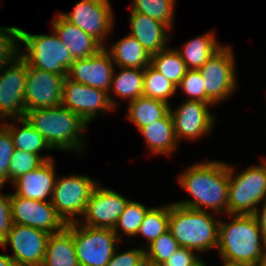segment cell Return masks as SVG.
<instances>
[{
	"label": "cell",
	"instance_id": "obj_2",
	"mask_svg": "<svg viewBox=\"0 0 266 266\" xmlns=\"http://www.w3.org/2000/svg\"><path fill=\"white\" fill-rule=\"evenodd\" d=\"M24 118L45 138L53 151L58 149L67 152L75 149L78 153L86 147L83 136L87 124L62 105L25 111Z\"/></svg>",
	"mask_w": 266,
	"mask_h": 266
},
{
	"label": "cell",
	"instance_id": "obj_28",
	"mask_svg": "<svg viewBox=\"0 0 266 266\" xmlns=\"http://www.w3.org/2000/svg\"><path fill=\"white\" fill-rule=\"evenodd\" d=\"M12 121L22 124V128L20 129L14 123L10 124L9 121L2 124L9 130L15 149L24 150L39 156H41L39 152L42 150H53L45 138L25 118L13 119Z\"/></svg>",
	"mask_w": 266,
	"mask_h": 266
},
{
	"label": "cell",
	"instance_id": "obj_13",
	"mask_svg": "<svg viewBox=\"0 0 266 266\" xmlns=\"http://www.w3.org/2000/svg\"><path fill=\"white\" fill-rule=\"evenodd\" d=\"M49 236L43 230L13 223L1 247L10 244L16 266H42Z\"/></svg>",
	"mask_w": 266,
	"mask_h": 266
},
{
	"label": "cell",
	"instance_id": "obj_35",
	"mask_svg": "<svg viewBox=\"0 0 266 266\" xmlns=\"http://www.w3.org/2000/svg\"><path fill=\"white\" fill-rule=\"evenodd\" d=\"M179 248L178 242L168 230L145 248L146 262L160 266Z\"/></svg>",
	"mask_w": 266,
	"mask_h": 266
},
{
	"label": "cell",
	"instance_id": "obj_22",
	"mask_svg": "<svg viewBox=\"0 0 266 266\" xmlns=\"http://www.w3.org/2000/svg\"><path fill=\"white\" fill-rule=\"evenodd\" d=\"M42 266H79L73 239V223L50 234Z\"/></svg>",
	"mask_w": 266,
	"mask_h": 266
},
{
	"label": "cell",
	"instance_id": "obj_1",
	"mask_svg": "<svg viewBox=\"0 0 266 266\" xmlns=\"http://www.w3.org/2000/svg\"><path fill=\"white\" fill-rule=\"evenodd\" d=\"M177 181L193 197L174 202L177 205L227 214L229 164L216 160L197 162L180 173Z\"/></svg>",
	"mask_w": 266,
	"mask_h": 266
},
{
	"label": "cell",
	"instance_id": "obj_17",
	"mask_svg": "<svg viewBox=\"0 0 266 266\" xmlns=\"http://www.w3.org/2000/svg\"><path fill=\"white\" fill-rule=\"evenodd\" d=\"M129 201L115 190L97 185L87 202L84 218L78 222L89 227L113 229Z\"/></svg>",
	"mask_w": 266,
	"mask_h": 266
},
{
	"label": "cell",
	"instance_id": "obj_38",
	"mask_svg": "<svg viewBox=\"0 0 266 266\" xmlns=\"http://www.w3.org/2000/svg\"><path fill=\"white\" fill-rule=\"evenodd\" d=\"M15 146L9 130L0 124V187H4L8 180L9 165Z\"/></svg>",
	"mask_w": 266,
	"mask_h": 266
},
{
	"label": "cell",
	"instance_id": "obj_5",
	"mask_svg": "<svg viewBox=\"0 0 266 266\" xmlns=\"http://www.w3.org/2000/svg\"><path fill=\"white\" fill-rule=\"evenodd\" d=\"M51 35L30 34L20 30V42L25 44L26 53L20 57L28 64L57 75L67 76L73 63L70 51L65 47L54 30Z\"/></svg>",
	"mask_w": 266,
	"mask_h": 266
},
{
	"label": "cell",
	"instance_id": "obj_15",
	"mask_svg": "<svg viewBox=\"0 0 266 266\" xmlns=\"http://www.w3.org/2000/svg\"><path fill=\"white\" fill-rule=\"evenodd\" d=\"M13 223L30 226L49 234L60 232L66 223L49 201L31 200L11 193Z\"/></svg>",
	"mask_w": 266,
	"mask_h": 266
},
{
	"label": "cell",
	"instance_id": "obj_40",
	"mask_svg": "<svg viewBox=\"0 0 266 266\" xmlns=\"http://www.w3.org/2000/svg\"><path fill=\"white\" fill-rule=\"evenodd\" d=\"M10 198L11 193H0V246L5 242L13 224Z\"/></svg>",
	"mask_w": 266,
	"mask_h": 266
},
{
	"label": "cell",
	"instance_id": "obj_24",
	"mask_svg": "<svg viewBox=\"0 0 266 266\" xmlns=\"http://www.w3.org/2000/svg\"><path fill=\"white\" fill-rule=\"evenodd\" d=\"M104 48L118 68L145 69L151 64V54L130 34L115 42L109 49Z\"/></svg>",
	"mask_w": 266,
	"mask_h": 266
},
{
	"label": "cell",
	"instance_id": "obj_12",
	"mask_svg": "<svg viewBox=\"0 0 266 266\" xmlns=\"http://www.w3.org/2000/svg\"><path fill=\"white\" fill-rule=\"evenodd\" d=\"M60 14L105 47L104 40L114 28L110 0H81L76 3L72 12Z\"/></svg>",
	"mask_w": 266,
	"mask_h": 266
},
{
	"label": "cell",
	"instance_id": "obj_34",
	"mask_svg": "<svg viewBox=\"0 0 266 266\" xmlns=\"http://www.w3.org/2000/svg\"><path fill=\"white\" fill-rule=\"evenodd\" d=\"M52 159L51 156H39L24 150L15 149L9 165V182L11 181L12 183L21 175L39 168L43 163Z\"/></svg>",
	"mask_w": 266,
	"mask_h": 266
},
{
	"label": "cell",
	"instance_id": "obj_8",
	"mask_svg": "<svg viewBox=\"0 0 266 266\" xmlns=\"http://www.w3.org/2000/svg\"><path fill=\"white\" fill-rule=\"evenodd\" d=\"M73 239L79 266H106L118 248L113 229L73 223Z\"/></svg>",
	"mask_w": 266,
	"mask_h": 266
},
{
	"label": "cell",
	"instance_id": "obj_10",
	"mask_svg": "<svg viewBox=\"0 0 266 266\" xmlns=\"http://www.w3.org/2000/svg\"><path fill=\"white\" fill-rule=\"evenodd\" d=\"M61 105L76 113L87 125L101 112L107 113L115 109L107 92L67 77L63 83Z\"/></svg>",
	"mask_w": 266,
	"mask_h": 266
},
{
	"label": "cell",
	"instance_id": "obj_3",
	"mask_svg": "<svg viewBox=\"0 0 266 266\" xmlns=\"http://www.w3.org/2000/svg\"><path fill=\"white\" fill-rule=\"evenodd\" d=\"M231 222L219 224L217 248L220 258L253 265L266 257L260 228L252 214H233Z\"/></svg>",
	"mask_w": 266,
	"mask_h": 266
},
{
	"label": "cell",
	"instance_id": "obj_30",
	"mask_svg": "<svg viewBox=\"0 0 266 266\" xmlns=\"http://www.w3.org/2000/svg\"><path fill=\"white\" fill-rule=\"evenodd\" d=\"M170 204L163 207L150 208L144 216L137 235H142L149 243L144 244V249L160 235L169 230Z\"/></svg>",
	"mask_w": 266,
	"mask_h": 266
},
{
	"label": "cell",
	"instance_id": "obj_48",
	"mask_svg": "<svg viewBox=\"0 0 266 266\" xmlns=\"http://www.w3.org/2000/svg\"><path fill=\"white\" fill-rule=\"evenodd\" d=\"M198 266H206V264L202 261Z\"/></svg>",
	"mask_w": 266,
	"mask_h": 266
},
{
	"label": "cell",
	"instance_id": "obj_44",
	"mask_svg": "<svg viewBox=\"0 0 266 266\" xmlns=\"http://www.w3.org/2000/svg\"><path fill=\"white\" fill-rule=\"evenodd\" d=\"M221 259L224 262L223 266H249V265L243 264L241 262L231 261V260H227L225 258H221Z\"/></svg>",
	"mask_w": 266,
	"mask_h": 266
},
{
	"label": "cell",
	"instance_id": "obj_7",
	"mask_svg": "<svg viewBox=\"0 0 266 266\" xmlns=\"http://www.w3.org/2000/svg\"><path fill=\"white\" fill-rule=\"evenodd\" d=\"M97 182L87 175L72 174L55 180L51 204L66 224L78 222Z\"/></svg>",
	"mask_w": 266,
	"mask_h": 266
},
{
	"label": "cell",
	"instance_id": "obj_39",
	"mask_svg": "<svg viewBox=\"0 0 266 266\" xmlns=\"http://www.w3.org/2000/svg\"><path fill=\"white\" fill-rule=\"evenodd\" d=\"M115 250L114 255L106 266H142L146 262L145 249L133 248L125 252L117 253Z\"/></svg>",
	"mask_w": 266,
	"mask_h": 266
},
{
	"label": "cell",
	"instance_id": "obj_20",
	"mask_svg": "<svg viewBox=\"0 0 266 266\" xmlns=\"http://www.w3.org/2000/svg\"><path fill=\"white\" fill-rule=\"evenodd\" d=\"M51 26L70 51L73 60L94 56L104 48L95 38L67 21L61 14L54 16Z\"/></svg>",
	"mask_w": 266,
	"mask_h": 266
},
{
	"label": "cell",
	"instance_id": "obj_42",
	"mask_svg": "<svg viewBox=\"0 0 266 266\" xmlns=\"http://www.w3.org/2000/svg\"><path fill=\"white\" fill-rule=\"evenodd\" d=\"M262 203L263 205L262 207H260L262 209H259L258 207L252 215L255 217L257 224L260 228L262 241L266 249V200L263 201Z\"/></svg>",
	"mask_w": 266,
	"mask_h": 266
},
{
	"label": "cell",
	"instance_id": "obj_26",
	"mask_svg": "<svg viewBox=\"0 0 266 266\" xmlns=\"http://www.w3.org/2000/svg\"><path fill=\"white\" fill-rule=\"evenodd\" d=\"M120 68L119 70L121 71L119 73L115 72V70L113 72L111 87L108 93L110 102L114 108H116L117 102L112 99V96L110 97L111 92L115 96L123 98V100L127 99L128 102L143 96L144 69Z\"/></svg>",
	"mask_w": 266,
	"mask_h": 266
},
{
	"label": "cell",
	"instance_id": "obj_29",
	"mask_svg": "<svg viewBox=\"0 0 266 266\" xmlns=\"http://www.w3.org/2000/svg\"><path fill=\"white\" fill-rule=\"evenodd\" d=\"M151 65L176 87L188 70L179 53L171 47L151 55Z\"/></svg>",
	"mask_w": 266,
	"mask_h": 266
},
{
	"label": "cell",
	"instance_id": "obj_11",
	"mask_svg": "<svg viewBox=\"0 0 266 266\" xmlns=\"http://www.w3.org/2000/svg\"><path fill=\"white\" fill-rule=\"evenodd\" d=\"M66 76L57 75L27 64L24 109L53 108L61 105Z\"/></svg>",
	"mask_w": 266,
	"mask_h": 266
},
{
	"label": "cell",
	"instance_id": "obj_16",
	"mask_svg": "<svg viewBox=\"0 0 266 266\" xmlns=\"http://www.w3.org/2000/svg\"><path fill=\"white\" fill-rule=\"evenodd\" d=\"M210 106L201 101L184 100L175 111L170 107L169 112L179 143L181 139L195 141L210 133L216 119L208 110Z\"/></svg>",
	"mask_w": 266,
	"mask_h": 266
},
{
	"label": "cell",
	"instance_id": "obj_41",
	"mask_svg": "<svg viewBox=\"0 0 266 266\" xmlns=\"http://www.w3.org/2000/svg\"><path fill=\"white\" fill-rule=\"evenodd\" d=\"M197 255L192 249L180 247L160 266H198L203 260Z\"/></svg>",
	"mask_w": 266,
	"mask_h": 266
},
{
	"label": "cell",
	"instance_id": "obj_19",
	"mask_svg": "<svg viewBox=\"0 0 266 266\" xmlns=\"http://www.w3.org/2000/svg\"><path fill=\"white\" fill-rule=\"evenodd\" d=\"M55 160L43 163L39 168L31 170L12 182L16 195L31 200L51 202L56 180ZM49 197V198H48Z\"/></svg>",
	"mask_w": 266,
	"mask_h": 266
},
{
	"label": "cell",
	"instance_id": "obj_27",
	"mask_svg": "<svg viewBox=\"0 0 266 266\" xmlns=\"http://www.w3.org/2000/svg\"><path fill=\"white\" fill-rule=\"evenodd\" d=\"M127 117L138 131L154 121L162 119L170 109V104L163 101L140 96L128 104Z\"/></svg>",
	"mask_w": 266,
	"mask_h": 266
},
{
	"label": "cell",
	"instance_id": "obj_9",
	"mask_svg": "<svg viewBox=\"0 0 266 266\" xmlns=\"http://www.w3.org/2000/svg\"><path fill=\"white\" fill-rule=\"evenodd\" d=\"M233 49L223 45L200 69L206 92V103L216 105L237 88Z\"/></svg>",
	"mask_w": 266,
	"mask_h": 266
},
{
	"label": "cell",
	"instance_id": "obj_47",
	"mask_svg": "<svg viewBox=\"0 0 266 266\" xmlns=\"http://www.w3.org/2000/svg\"><path fill=\"white\" fill-rule=\"evenodd\" d=\"M142 266H159V265H154V264H151V263L145 262Z\"/></svg>",
	"mask_w": 266,
	"mask_h": 266
},
{
	"label": "cell",
	"instance_id": "obj_6",
	"mask_svg": "<svg viewBox=\"0 0 266 266\" xmlns=\"http://www.w3.org/2000/svg\"><path fill=\"white\" fill-rule=\"evenodd\" d=\"M234 174L229 165L227 214H253L260 202L266 200V175L259 165Z\"/></svg>",
	"mask_w": 266,
	"mask_h": 266
},
{
	"label": "cell",
	"instance_id": "obj_14",
	"mask_svg": "<svg viewBox=\"0 0 266 266\" xmlns=\"http://www.w3.org/2000/svg\"><path fill=\"white\" fill-rule=\"evenodd\" d=\"M27 64L19 57L15 62L0 68V119L25 117L24 92Z\"/></svg>",
	"mask_w": 266,
	"mask_h": 266
},
{
	"label": "cell",
	"instance_id": "obj_4",
	"mask_svg": "<svg viewBox=\"0 0 266 266\" xmlns=\"http://www.w3.org/2000/svg\"><path fill=\"white\" fill-rule=\"evenodd\" d=\"M214 213L170 204L169 231L178 245L196 252L216 249L219 224ZM217 218V220L215 219Z\"/></svg>",
	"mask_w": 266,
	"mask_h": 266
},
{
	"label": "cell",
	"instance_id": "obj_25",
	"mask_svg": "<svg viewBox=\"0 0 266 266\" xmlns=\"http://www.w3.org/2000/svg\"><path fill=\"white\" fill-rule=\"evenodd\" d=\"M223 45L218 44L214 33H206L187 41L176 49L187 69L199 70Z\"/></svg>",
	"mask_w": 266,
	"mask_h": 266
},
{
	"label": "cell",
	"instance_id": "obj_33",
	"mask_svg": "<svg viewBox=\"0 0 266 266\" xmlns=\"http://www.w3.org/2000/svg\"><path fill=\"white\" fill-rule=\"evenodd\" d=\"M150 208L151 207L146 208V206L140 202L130 200L113 228L117 238L122 241L121 233H119L120 230H123V235L137 236V232L143 222L144 216Z\"/></svg>",
	"mask_w": 266,
	"mask_h": 266
},
{
	"label": "cell",
	"instance_id": "obj_32",
	"mask_svg": "<svg viewBox=\"0 0 266 266\" xmlns=\"http://www.w3.org/2000/svg\"><path fill=\"white\" fill-rule=\"evenodd\" d=\"M131 12H138L156 19L170 29L173 26L176 0H133Z\"/></svg>",
	"mask_w": 266,
	"mask_h": 266
},
{
	"label": "cell",
	"instance_id": "obj_18",
	"mask_svg": "<svg viewBox=\"0 0 266 266\" xmlns=\"http://www.w3.org/2000/svg\"><path fill=\"white\" fill-rule=\"evenodd\" d=\"M114 67L110 54L105 48H102L94 56L74 60L66 77L69 80L109 93Z\"/></svg>",
	"mask_w": 266,
	"mask_h": 266
},
{
	"label": "cell",
	"instance_id": "obj_21",
	"mask_svg": "<svg viewBox=\"0 0 266 266\" xmlns=\"http://www.w3.org/2000/svg\"><path fill=\"white\" fill-rule=\"evenodd\" d=\"M130 35L151 55L165 50L169 42L170 28L164 23L138 12H131L129 17ZM168 32V33H167Z\"/></svg>",
	"mask_w": 266,
	"mask_h": 266
},
{
	"label": "cell",
	"instance_id": "obj_37",
	"mask_svg": "<svg viewBox=\"0 0 266 266\" xmlns=\"http://www.w3.org/2000/svg\"><path fill=\"white\" fill-rule=\"evenodd\" d=\"M178 89L183 90V92L187 94L188 98L186 100L206 103L205 84L199 70L188 69L177 86V91Z\"/></svg>",
	"mask_w": 266,
	"mask_h": 266
},
{
	"label": "cell",
	"instance_id": "obj_43",
	"mask_svg": "<svg viewBox=\"0 0 266 266\" xmlns=\"http://www.w3.org/2000/svg\"><path fill=\"white\" fill-rule=\"evenodd\" d=\"M0 266H16L10 255L0 254Z\"/></svg>",
	"mask_w": 266,
	"mask_h": 266
},
{
	"label": "cell",
	"instance_id": "obj_31",
	"mask_svg": "<svg viewBox=\"0 0 266 266\" xmlns=\"http://www.w3.org/2000/svg\"><path fill=\"white\" fill-rule=\"evenodd\" d=\"M143 96L157 99L169 104V98L173 97L177 87L159 73L151 64L144 69Z\"/></svg>",
	"mask_w": 266,
	"mask_h": 266
},
{
	"label": "cell",
	"instance_id": "obj_36",
	"mask_svg": "<svg viewBox=\"0 0 266 266\" xmlns=\"http://www.w3.org/2000/svg\"><path fill=\"white\" fill-rule=\"evenodd\" d=\"M20 30L16 26L0 28V68L9 66L20 57Z\"/></svg>",
	"mask_w": 266,
	"mask_h": 266
},
{
	"label": "cell",
	"instance_id": "obj_45",
	"mask_svg": "<svg viewBox=\"0 0 266 266\" xmlns=\"http://www.w3.org/2000/svg\"><path fill=\"white\" fill-rule=\"evenodd\" d=\"M251 266H266V257L264 259L257 261L256 263H254Z\"/></svg>",
	"mask_w": 266,
	"mask_h": 266
},
{
	"label": "cell",
	"instance_id": "obj_23",
	"mask_svg": "<svg viewBox=\"0 0 266 266\" xmlns=\"http://www.w3.org/2000/svg\"><path fill=\"white\" fill-rule=\"evenodd\" d=\"M139 132L143 135L149 152L154 155H172L179 146L170 112L162 119L141 128Z\"/></svg>",
	"mask_w": 266,
	"mask_h": 266
},
{
	"label": "cell",
	"instance_id": "obj_46",
	"mask_svg": "<svg viewBox=\"0 0 266 266\" xmlns=\"http://www.w3.org/2000/svg\"><path fill=\"white\" fill-rule=\"evenodd\" d=\"M259 166L262 168L263 172L266 175V157L263 158V164H260Z\"/></svg>",
	"mask_w": 266,
	"mask_h": 266
}]
</instances>
